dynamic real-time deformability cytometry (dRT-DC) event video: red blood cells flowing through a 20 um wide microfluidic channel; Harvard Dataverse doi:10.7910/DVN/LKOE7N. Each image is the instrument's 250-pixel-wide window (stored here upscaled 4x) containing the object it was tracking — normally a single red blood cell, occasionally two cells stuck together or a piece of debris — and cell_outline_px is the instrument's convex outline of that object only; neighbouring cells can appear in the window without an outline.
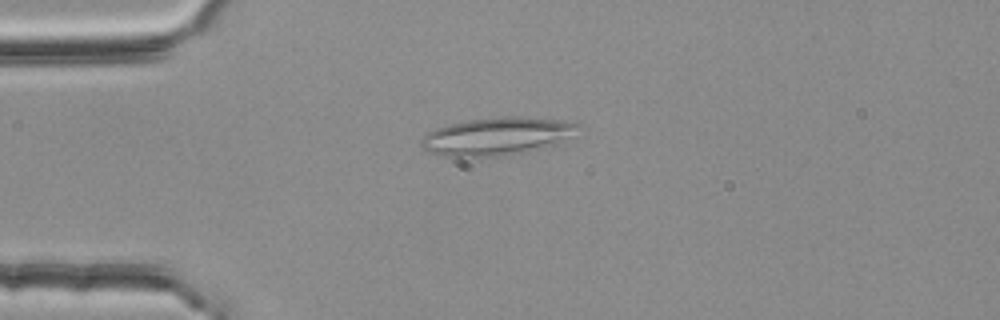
{"species": "common noctule bat (a hibernating species)", "species_latin": "Nyctalus noctula", "temperature_condition": "room temperature", "stored_images_in_passage": 53, "camera_frame_rate_fps": 3000, "um_per_image_px": 0.085, "animal": {"sex": "female", "body_mass_g": 25.1}, "frame": {"image": 1, "passage_image": 13, "time_ms": 4.0, "image_size_px": [1000, 320], "cell_outline_px": [[580, 124], [560, 140], [504, 156], [444, 156], [428, 152], [420, 144], [420, 140], [428, 132], [436, 128], [448, 124], [468, 120], [504, 116], [520, 116], [560, 120]], "centroid_in_image_um": [42.05, 11.56], "position_along_channel_um": 43.0, "area_um2": 33.18}}
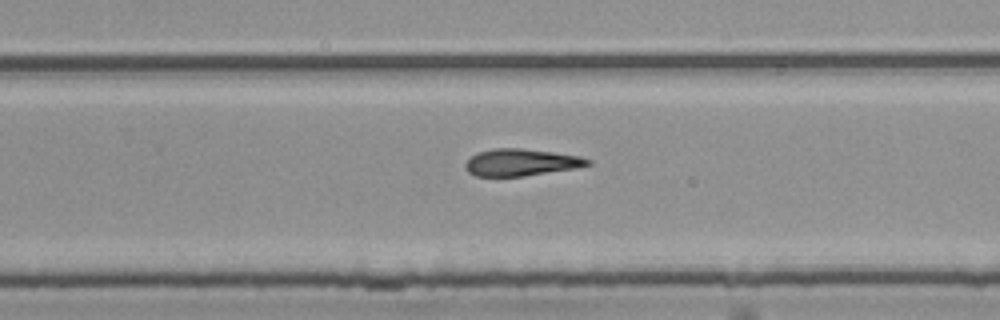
{"frame": {"image": 2, "passage_image": 34, "time_ms": 11.0, "image_size_px": [1000, 320], "cell_outline_px": [[592, 164], [576, 168], [524, 176], [476, 176], [468, 172], [464, 168], [464, 164], [472, 156], [480, 152], [492, 148], [520, 148], [552, 152], [580, 156], [592, 160]], "centroid_in_image_um": [44.3, 13.8], "position_along_channel_um": 285.5, "area_um2": 19.19}}
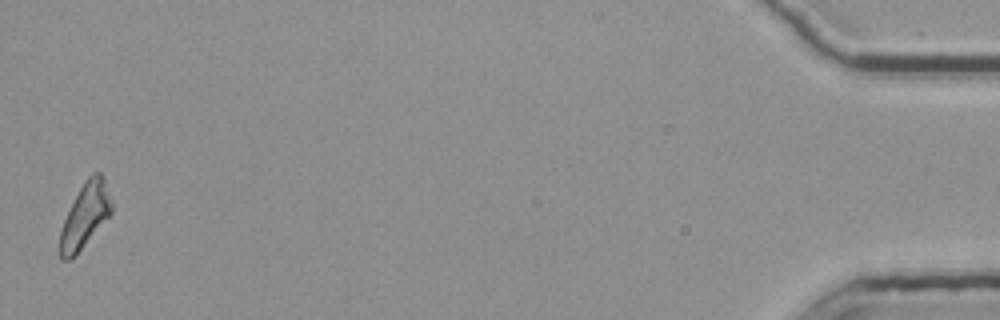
{"frame": {"image": 3, "passage_image": 53, "time_ms": 17.333, "image_size_px": [1000, 320], "cell_outline_px": [[112, 212], [76, 256], [68, 260], [60, 260], [60, 232], [64, 220], [84, 180], [92, 172], [100, 172], [104, 176], [112, 200]], "centroid_in_image_um": [7.25, 18.31], "position_along_channel_um": 427.9, "area_um2": 19.36}}